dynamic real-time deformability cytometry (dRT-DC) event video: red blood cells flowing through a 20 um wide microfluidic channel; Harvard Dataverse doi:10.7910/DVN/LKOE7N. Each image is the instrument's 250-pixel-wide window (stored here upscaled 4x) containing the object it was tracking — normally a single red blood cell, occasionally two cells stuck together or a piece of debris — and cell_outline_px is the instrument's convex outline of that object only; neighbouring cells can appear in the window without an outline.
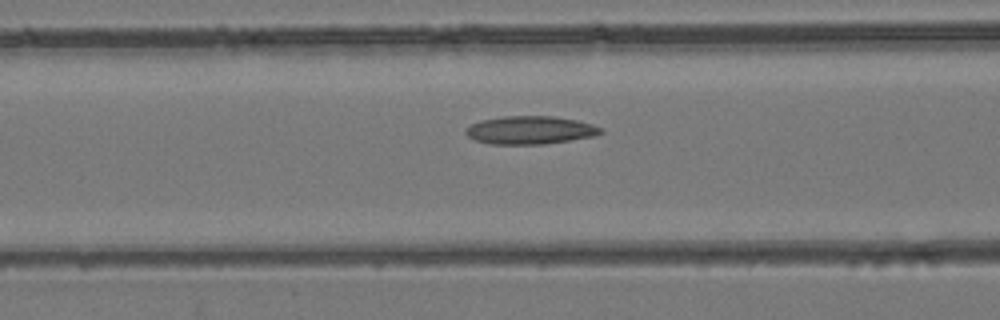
{"species": "common noctule bat (a hibernating species)", "species_latin": "Nyctalus noctula", "temperature_condition": "room temperature", "stored_images_in_passage": 23, "camera_frame_rate_fps": 3000, "um_per_image_px": 0.085, "animal": {"sex": "female", "body_mass_g": 24.6, "forearm_length_mm": 56.2}, "frame": {"image": 1, "passage_image": 10, "time_ms": 3.0, "image_size_px": [1000, 320], "cell_outline_px": [[604, 132], [592, 136], [544, 144], [492, 144], [476, 140], [468, 136], [464, 132], [464, 128], [480, 120], [504, 116], [552, 116], [576, 120], [592, 124], [604, 128]], "centroid_in_image_um": [45.05, 11.05], "position_along_channel_um": 121.6, "area_um2": 22.02}}
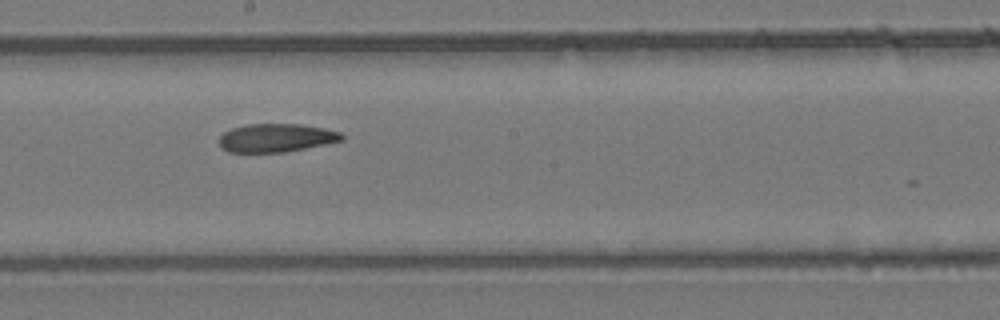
{"frame": {"image": 2, "passage_image": 17, "time_ms": 5.333, "image_size_px": [1000, 320], "cell_outline_px": [[344, 140], [284, 152], [228, 152], [220, 148], [220, 136], [224, 132], [232, 128], [248, 124], [300, 124], [324, 128], [340, 132], [344, 136]], "centroid_in_image_um": [23.46, 11.71], "position_along_channel_um": 224.7, "area_um2": 20.17}}
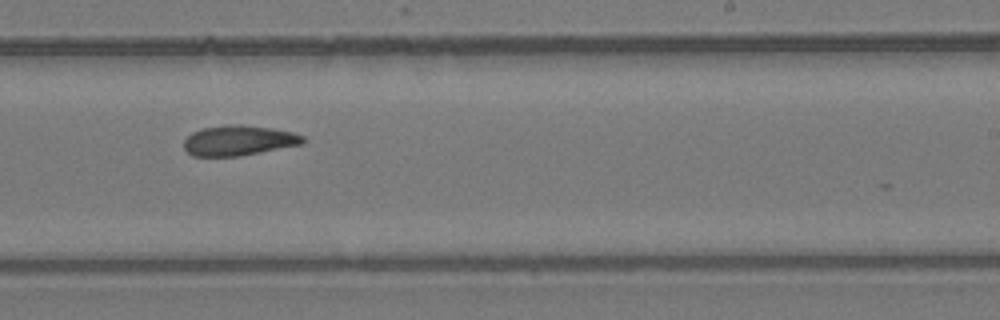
{"frame": {"image": 3, "passage_image": 20, "time_ms": 6.333, "image_size_px": [1000, 320], "cell_outline_px": [[304, 144], [240, 156], [192, 156], [184, 148], [184, 140], [192, 132], [204, 128], [232, 124], [244, 124], [272, 128], [292, 132], [304, 136]], "centroid_in_image_um": [20.31, 11.94], "position_along_channel_um": 268.7, "area_um2": 20.98}}